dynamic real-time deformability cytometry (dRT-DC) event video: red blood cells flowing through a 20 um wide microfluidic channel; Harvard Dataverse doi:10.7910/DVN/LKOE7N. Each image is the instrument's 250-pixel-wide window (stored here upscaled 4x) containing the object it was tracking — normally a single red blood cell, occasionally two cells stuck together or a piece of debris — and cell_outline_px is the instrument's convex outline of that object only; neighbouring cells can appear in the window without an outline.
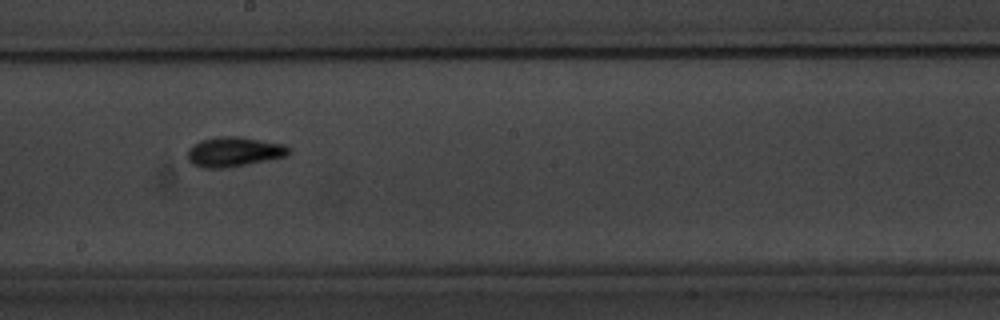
{"species": "common noctule bat (a hibernating species)", "species_latin": "Nyctalus noctula", "temperature_condition": "warm", "stored_images_in_passage": 17, "camera_frame_rate_fps": 3000, "um_per_image_px": 0.085, "animal": {"sex": "male", "body_mass_g": 20.1, "forearm_length_mm": 53.5}, "frame": {"image": 1, "passage_image": 10, "time_ms": 11.333, "image_size_px": [1000, 320], "cell_outline_px": [[292, 152], [288, 156], [228, 168], [200, 168], [192, 164], [188, 160], [188, 148], [192, 144], [200, 140], [220, 136], [240, 136], [284, 144], [292, 148]], "centroid_in_image_um": [19.9, 12.9], "position_along_channel_um": 228.3, "area_um2": 17.98}}
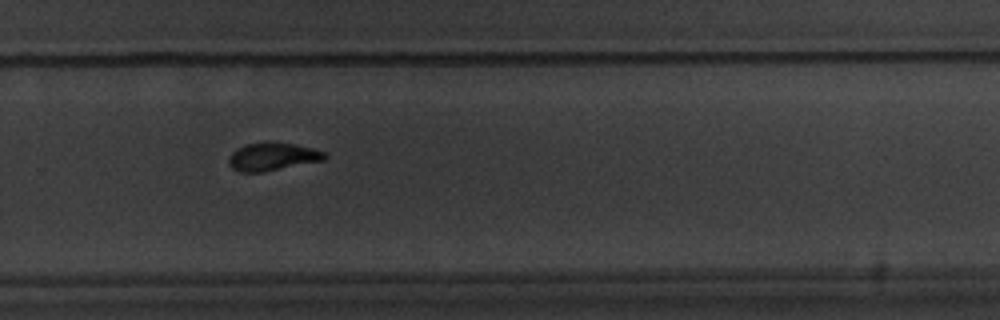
{"frame": {"image": 2, "passage_image": 12, "time_ms": 13.667, "image_size_px": [1000, 320], "cell_outline_px": [[328, 156], [324, 160], [264, 172], [240, 172], [232, 168], [228, 164], [228, 160], [232, 152], [236, 148], [248, 144], [292, 144], [312, 148], [328, 152]], "centroid_in_image_um": [23.18, 13.35], "position_along_channel_um": 306.6, "area_um2": 15.26}}
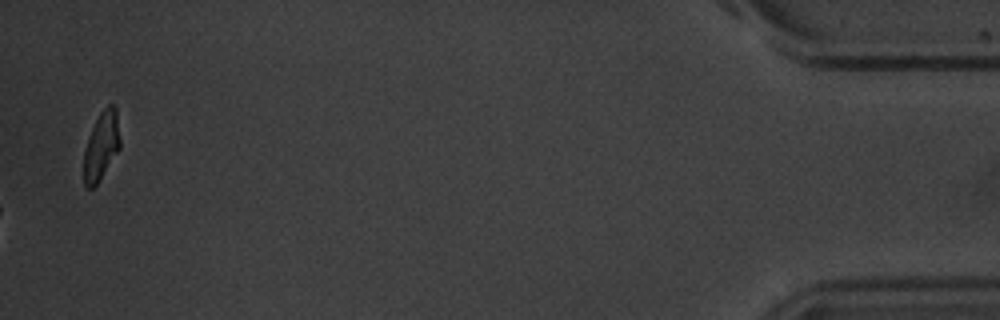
{"frame": {"image": 3, "passage_image": 17, "time_ms": 19.667, "image_size_px": [1000, 320], "cell_outline_px": [[120, 148], [96, 184], [92, 188], [88, 188], [84, 184], [84, 148], [92, 128], [100, 112], [108, 104], [116, 104], [120, 140]], "centroid_in_image_um": [8.62, 12.35], "position_along_channel_um": 426.6, "area_um2": 14.28}, "authors_computed_cell_mechanics": {"area_um2": 15.6638, "velocity_mm_per_s": 3.3752, "shape_relaxation_time_tau1_ms": 2.5132, "shape_relaxation_time_tau2_ms": 2.5904, "deformation_change_tau1": 0.1136, "deformation_change_tau2": 0.0786}}